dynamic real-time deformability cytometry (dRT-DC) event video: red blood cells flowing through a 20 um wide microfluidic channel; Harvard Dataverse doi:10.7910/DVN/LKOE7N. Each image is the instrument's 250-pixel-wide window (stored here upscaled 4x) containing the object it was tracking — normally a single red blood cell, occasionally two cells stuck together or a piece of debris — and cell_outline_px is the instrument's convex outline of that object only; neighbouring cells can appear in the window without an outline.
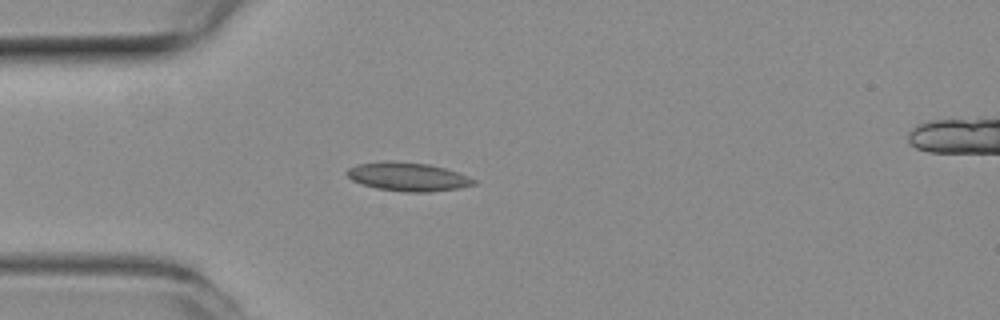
{"species": "common noctule bat (a hibernating species)", "species_latin": "Nyctalus noctula", "temperature_condition": "room temperature", "stored_images_in_passage": 52, "segment_of_instrument_passage": [1, 2], "camera_frame_rate_fps": 3000, "um_per_image_px": 0.085, "animal": {"sex": "female", "body_mass_g": 19.3, "forearm_length_mm": 54.1}, "frame": {"image": 1, "passage_image": 13, "time_ms": 4.0, "image_size_px": [1000, 320], "cell_outline_px": [[476, 184], [460, 188], [432, 192], [404, 192], [376, 188], [360, 184], [352, 180], [344, 172], [348, 168], [356, 164], [380, 160], [396, 160], [428, 164], [444, 168], [468, 176], [476, 180]], "centroid_in_image_um": [34.62, 15.01], "position_along_channel_um": 50.4, "area_um2": 21.56}}
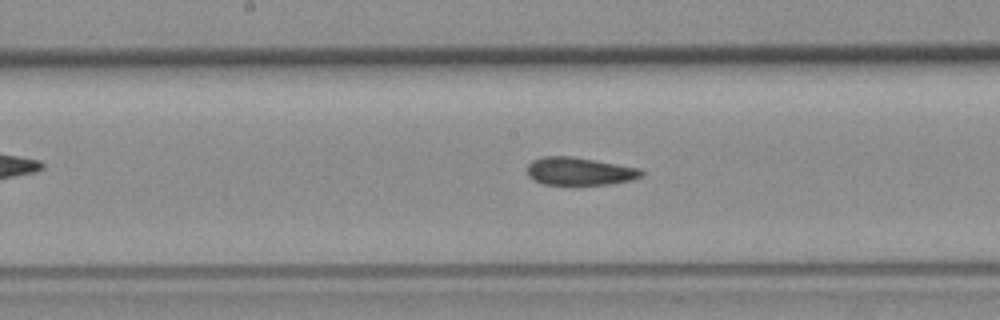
{"frame": {"image": 2, "passage_image": 25, "time_ms": 8.0, "image_size_px": [1000, 320], "cell_outline_px": [[644, 176], [632, 180], [612, 184], [544, 184], [532, 180], [528, 176], [528, 164], [532, 160], [540, 156], [572, 156], [640, 168], [644, 172]], "centroid_in_image_um": [49.26, 14.55], "position_along_channel_um": 198.9, "area_um2": 18.67}}
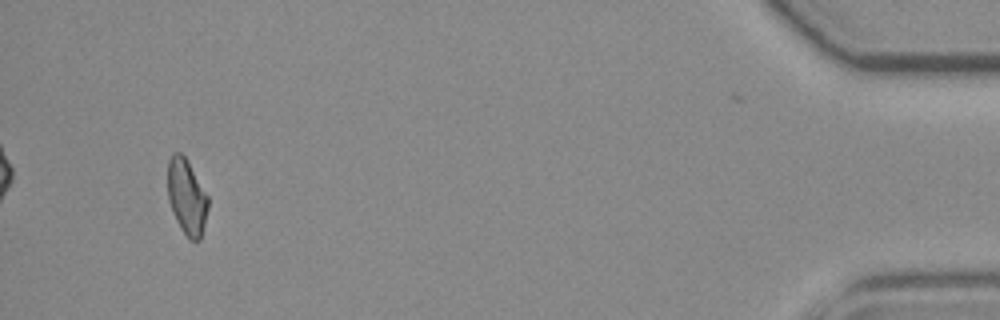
{"frame": {"image": 3, "passage_image": 48, "time_ms": 15.667, "image_size_px": [1000, 320], "cell_outline_px": [[208, 208], [200, 240], [188, 240], [176, 220], [172, 212], [168, 200], [168, 160], [172, 152], [180, 152], [184, 156], [208, 196]], "centroid_in_image_um": [15.85, 16.74], "position_along_channel_um": 419.3, "area_um2": 17.63}}